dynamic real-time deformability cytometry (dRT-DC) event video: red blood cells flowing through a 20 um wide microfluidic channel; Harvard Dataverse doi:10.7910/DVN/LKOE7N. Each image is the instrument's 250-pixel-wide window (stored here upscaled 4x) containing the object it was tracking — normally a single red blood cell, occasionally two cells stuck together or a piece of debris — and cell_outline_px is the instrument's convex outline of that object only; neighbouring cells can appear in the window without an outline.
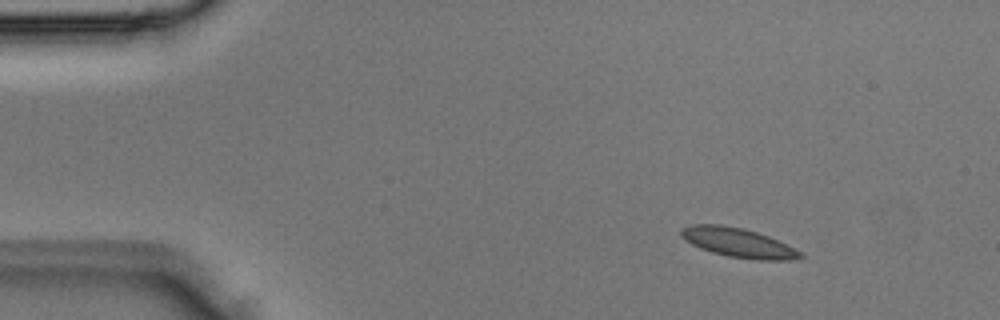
{"species": "Egyptian fruit bat (a non-hibernating species)", "species_latin": "Rousettus aegyptiacus", "temperature_condition": "room temperature", "stored_images_in_passage": 4, "camera_frame_rate_fps": 3000, "um_per_image_px": 0.085, "animal": {"sex": "male"}, "frame": {"image": 1, "passage_image": 1, "time_ms": 0.0, "image_size_px": [1000, 320], "cell_outline_px": [[804, 256], [788, 260], [756, 260], [728, 256], [712, 252], [700, 248], [684, 240], [680, 236], [680, 228], [688, 224], [720, 224], [744, 228], [768, 236], [800, 252]], "centroid_in_image_um": [62.64, 20.61], "position_along_channel_um": 22.4, "area_um2": 20.23}}
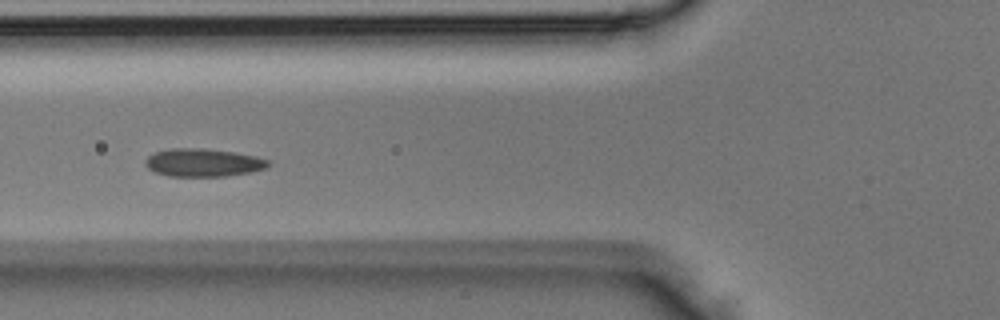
{"frame": {"image": 2, "passage_image": 4, "time_ms": 1.0, "image_size_px": [1000, 320], "cell_outline_px": [[268, 164], [264, 168], [248, 172], [224, 176], [168, 176], [156, 172], [148, 168], [144, 164], [144, 160], [148, 156], [156, 152], [172, 148], [200, 148], [232, 152], [256, 156], [268, 160]], "centroid_in_image_um": [17.21, 13.82], "position_along_channel_um": 108.6, "area_um2": 19.71}}